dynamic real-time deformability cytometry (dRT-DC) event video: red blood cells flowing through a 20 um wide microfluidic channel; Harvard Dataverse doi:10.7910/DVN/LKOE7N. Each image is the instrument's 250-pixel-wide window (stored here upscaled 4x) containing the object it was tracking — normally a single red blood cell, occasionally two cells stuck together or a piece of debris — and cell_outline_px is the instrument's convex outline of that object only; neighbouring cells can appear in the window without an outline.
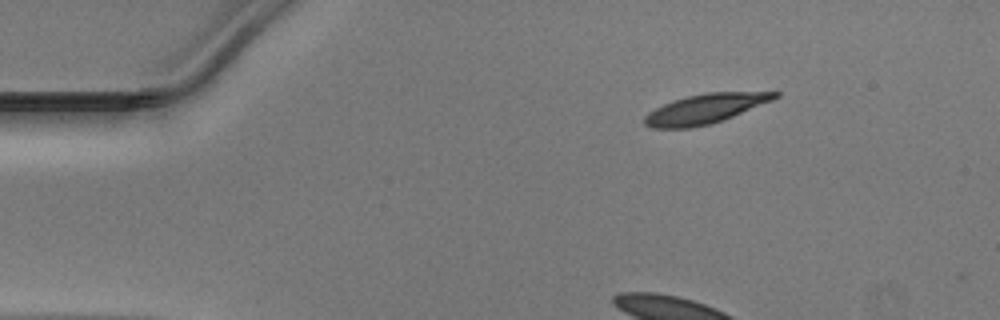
{"species": "Egyptian fruit bat (a non-hibernating species)", "species_latin": "Rousettus aegyptiacus", "temperature_condition": "warm", "stored_images_in_passage": 34, "camera_frame_rate_fps": 3000, "um_per_image_px": 0.085, "animal": {"sex": "male"}, "frame": {"image": 1, "passage_image": 1, "time_ms": 0.0, "image_size_px": [1000, 320], "cell_outline_px": [[780, 96], [772, 100], [732, 116], [708, 124], [692, 128], [652, 128], [644, 124], [644, 116], [648, 112], [672, 100], [704, 92], [776, 88], [780, 92]], "centroid_in_image_um": [60.09, 9.17], "position_along_channel_um": 24.9, "area_um2": 23.24}}
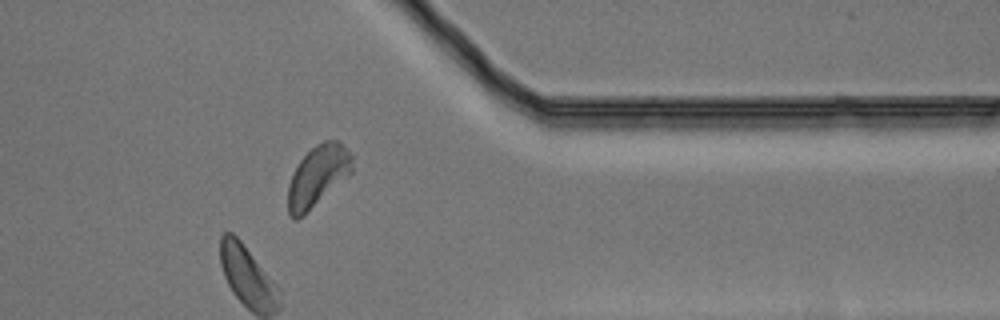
{"frame": {"image": 2, "passage_image": 34, "time_ms": 11.0, "image_size_px": [1000, 320], "cell_outline_px": [[352, 172], [304, 216], [296, 220], [292, 220], [288, 212], [288, 184], [292, 172], [300, 160], [316, 144], [324, 140], [336, 140], [352, 156]], "centroid_in_image_um": [26.96, 15.01], "position_along_channel_um": 384.4, "area_um2": 22.72}}